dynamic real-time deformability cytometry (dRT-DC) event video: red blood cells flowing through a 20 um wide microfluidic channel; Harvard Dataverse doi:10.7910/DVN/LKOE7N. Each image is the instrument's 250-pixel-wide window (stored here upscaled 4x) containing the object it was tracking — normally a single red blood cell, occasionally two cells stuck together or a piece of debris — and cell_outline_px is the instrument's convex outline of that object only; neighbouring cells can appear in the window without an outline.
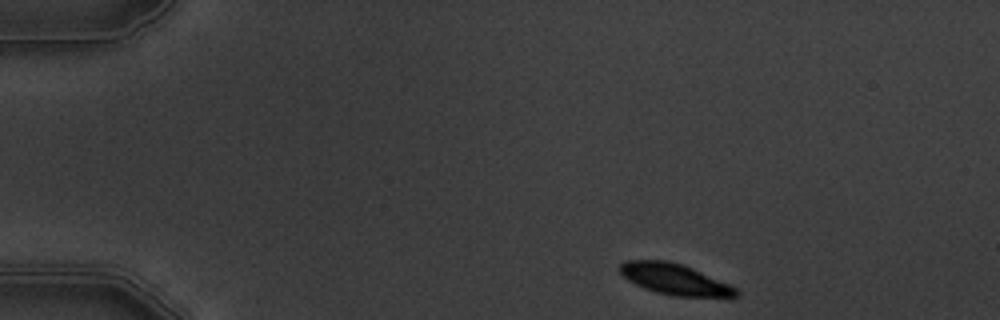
{"species": "common noctule bat (a hibernating species)", "species_latin": "Nyctalus noctula", "temperature_condition": "warm", "stored_images_in_passage": 6, "camera_frame_rate_fps": 3000, "um_per_image_px": 0.085, "animal": {"sex": "male", "body_mass_g": 19.5, "forearm_length_mm": 54.6}, "frame": {"image": 1, "passage_image": 1, "time_ms": 0.0, "image_size_px": [1000, 320], "cell_outline_px": [[740, 296], [672, 296], [656, 292], [644, 288], [628, 280], [620, 272], [620, 264], [624, 260], [668, 260], [692, 268], [728, 284], [736, 288], [740, 292]], "centroid_in_image_um": [57.31, 23.73], "position_along_channel_um": 27.7, "area_um2": 20.63}}
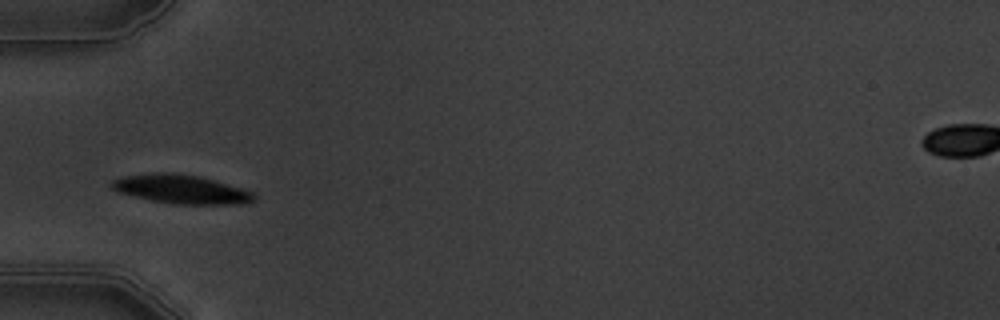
{"frame": {"image": 2, "passage_image": 4, "time_ms": 3.333, "image_size_px": [1000, 320], "cell_outline_px": [[256, 200], [244, 204], [172, 204], [152, 200], [116, 192], [108, 184], [112, 180], [124, 176], [152, 172], [172, 172], [200, 176], [240, 188], [252, 192], [256, 196]], "centroid_in_image_um": [15.36, 16.08], "position_along_channel_um": 69.6, "area_um2": 24.04}}